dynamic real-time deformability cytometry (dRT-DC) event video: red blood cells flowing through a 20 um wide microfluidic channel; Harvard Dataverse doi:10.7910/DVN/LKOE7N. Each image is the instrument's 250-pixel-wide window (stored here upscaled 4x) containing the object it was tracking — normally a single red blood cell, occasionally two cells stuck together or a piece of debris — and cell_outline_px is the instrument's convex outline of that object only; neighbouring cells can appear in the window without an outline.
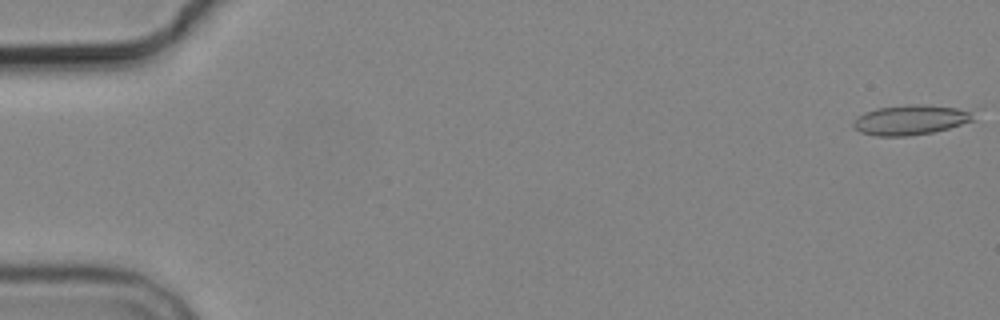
{"species": "common noctule bat (a hibernating species)", "species_latin": "Nyctalus noctula", "temperature_condition": "cold", "stored_images_in_passage": 5, "camera_frame_rate_fps": 3000, "um_per_image_px": 0.085, "animal": {"sex": "male", "body_mass_g": 19.2, "forearm_length_mm": 51.8}, "frame": {"image": 1, "passage_image": 1, "time_ms": 0.0, "image_size_px": [1000, 320], "cell_outline_px": [[976, 112], [972, 120], [948, 128], [932, 132], [908, 136], [876, 136], [860, 132], [852, 124], [864, 112], [876, 108], [908, 104], [924, 104], [956, 108]], "centroid_in_image_um": [77.39, 10.18], "position_along_channel_um": 7.6, "area_um2": 20.75}}
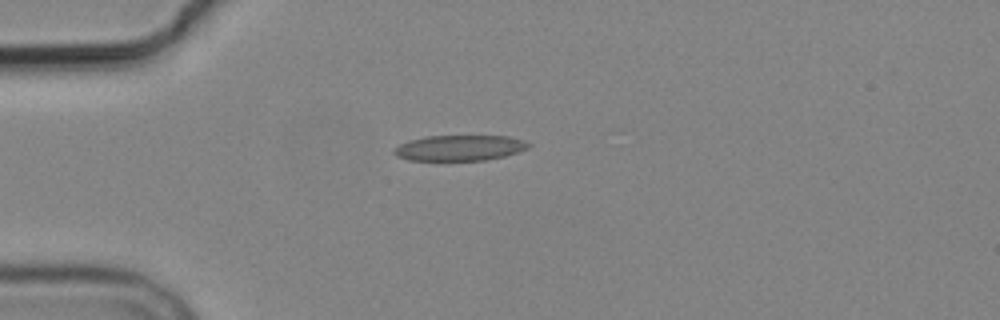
{"frame": {"image": 2, "passage_image": 5, "time_ms": 4.667, "image_size_px": [1000, 320], "cell_outline_px": [[532, 144], [528, 148], [504, 156], [484, 160], [408, 160], [396, 156], [392, 152], [392, 148], [408, 140], [428, 136], [508, 136], [524, 140]], "centroid_in_image_um": [39.03, 12.57], "position_along_channel_um": 46.0, "area_um2": 20.06}}